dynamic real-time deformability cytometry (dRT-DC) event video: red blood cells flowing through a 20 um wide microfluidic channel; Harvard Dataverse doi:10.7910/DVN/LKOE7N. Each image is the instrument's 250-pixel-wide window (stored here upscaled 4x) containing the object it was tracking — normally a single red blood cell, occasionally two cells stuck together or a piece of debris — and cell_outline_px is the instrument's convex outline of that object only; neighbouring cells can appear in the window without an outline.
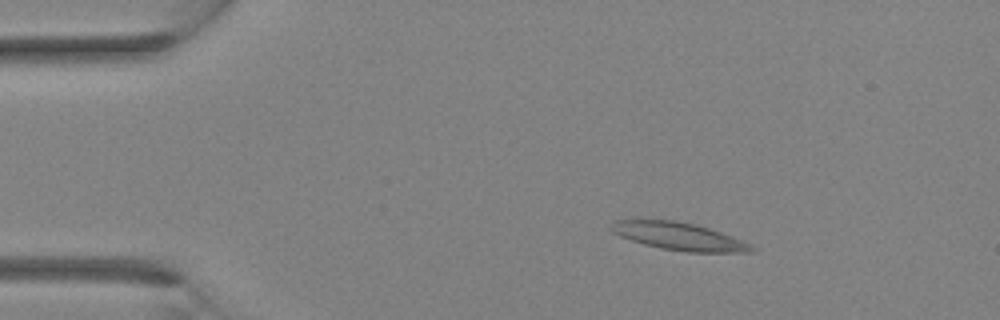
{"species": "Egyptian fruit bat (a non-hibernating species)", "species_latin": "Rousettus aegyptiacus", "temperature_condition": "room temperature", "stored_images_in_passage": 3, "camera_frame_rate_fps": 3000, "um_per_image_px": 0.085, "animal": {"sex": "female"}, "frame": {"image": 1, "passage_image": 2, "time_ms": 0.333, "image_size_px": [1000, 320], "cell_outline_px": [[756, 252], [688, 252], [660, 248], [644, 244], [620, 236], [612, 232], [608, 228], [608, 224], [616, 220], [676, 220], [696, 224], [720, 232], [740, 240], [756, 248]], "centroid_in_image_um": [57.66, 20.08], "position_along_channel_um": 27.3, "area_um2": 22.48}}